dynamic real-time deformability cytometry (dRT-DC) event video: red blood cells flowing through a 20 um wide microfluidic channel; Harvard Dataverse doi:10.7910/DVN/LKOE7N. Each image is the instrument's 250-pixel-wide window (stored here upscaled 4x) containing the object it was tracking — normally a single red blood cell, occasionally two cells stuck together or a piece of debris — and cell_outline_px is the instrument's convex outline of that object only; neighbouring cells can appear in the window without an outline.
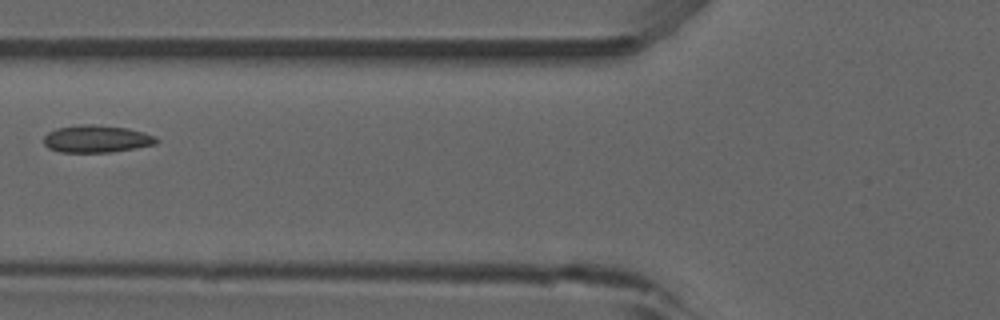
{"species": "common noctule bat (a hibernating species)", "species_latin": "Nyctalus noctula", "temperature_condition": "room temperature", "stored_images_in_passage": 3, "camera_frame_rate_fps": 3000, "um_per_image_px": 0.085, "animal": {"sex": "male", "forearm_length_mm": 52.5}, "frame": {"image": 1, "passage_image": 2, "time_ms": 1.0, "image_size_px": [1000, 320], "cell_outline_px": [[160, 140], [156, 144], [136, 148], [112, 152], [60, 152], [48, 148], [44, 144], [44, 136], [48, 132], [56, 128], [80, 124], [92, 124], [128, 128], [144, 132], [156, 136]], "centroid_in_image_um": [8.22, 11.8], "position_along_channel_um": 117.6, "area_um2": 18.15}}
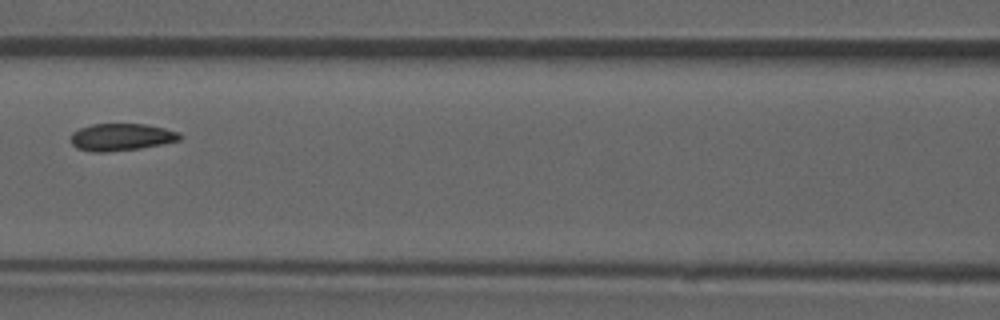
{"frame": {"image": 2, "passage_image": 3, "time_ms": 2.0, "image_size_px": [1000, 320], "cell_outline_px": [[184, 136], [180, 140], [164, 144], [140, 148], [108, 152], [92, 152], [76, 148], [72, 144], [72, 132], [80, 128], [92, 124], [144, 124], [164, 128], [180, 132]], "centroid_in_image_um": [10.34, 11.65], "position_along_channel_um": 156.3, "area_um2": 17.4}}